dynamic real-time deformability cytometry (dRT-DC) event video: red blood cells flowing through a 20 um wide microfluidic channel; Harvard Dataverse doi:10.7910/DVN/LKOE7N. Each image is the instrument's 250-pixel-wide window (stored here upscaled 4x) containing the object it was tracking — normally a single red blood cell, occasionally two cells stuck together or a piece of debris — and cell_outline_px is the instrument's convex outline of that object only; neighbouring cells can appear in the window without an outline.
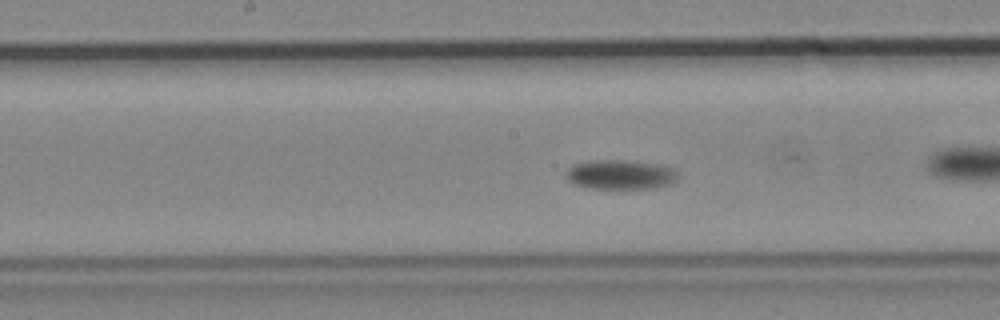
{"species": "common noctule bat (a hibernating species)", "species_latin": "Nyctalus noctula", "temperature_condition": "cold", "stored_images_in_passage": 67, "camera_frame_rate_fps": 3000, "um_per_image_px": 0.085, "animal": {"sex": "male", "body_mass_g": 19.2, "forearm_length_mm": 51.8}, "frame": {"image": 1, "passage_image": 32, "time_ms": 10.333, "image_size_px": [1000, 320], "cell_outline_px": [[676, 180], [668, 184], [656, 188], [592, 188], [572, 184], [564, 176], [564, 172], [572, 164], [588, 160], [628, 160], [656, 164], [672, 168], [676, 172]], "centroid_in_image_um": [52.64, 14.83], "position_along_channel_um": 195.6, "area_um2": 19.31}}
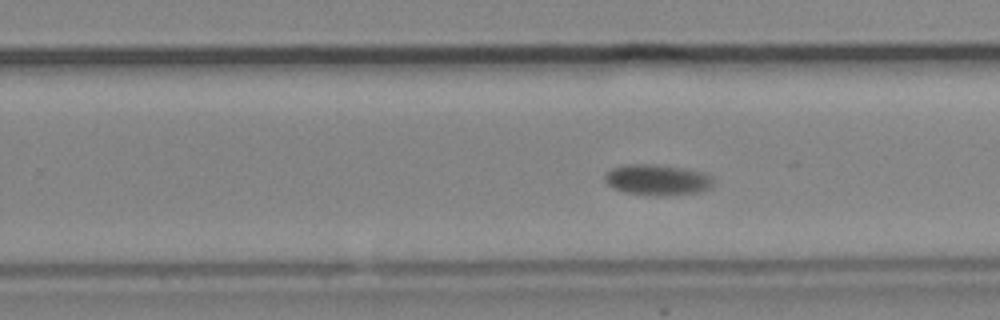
{"frame": {"image": 2, "passage_image": 40, "time_ms": 13.0, "image_size_px": [1000, 320], "cell_outline_px": [[712, 188], [700, 192], [664, 196], [652, 196], [624, 192], [612, 188], [604, 180], [604, 172], [612, 168], [624, 164], [656, 164], [684, 168], [704, 172], [712, 176]], "centroid_in_image_um": [55.85, 15.29], "position_along_channel_um": 273.9, "area_um2": 19.94}}
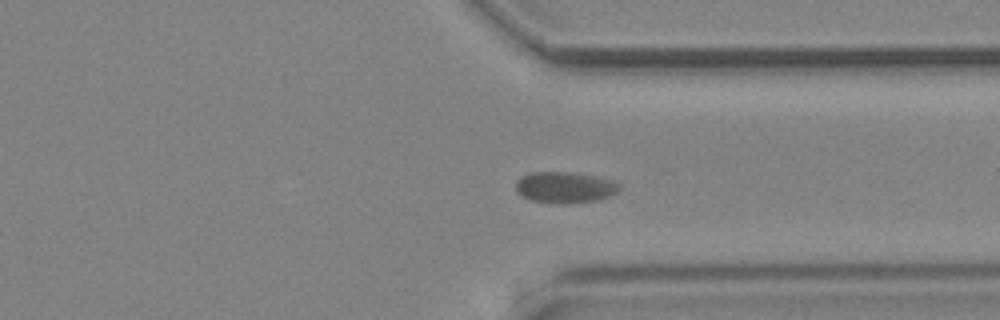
{"frame": {"image": 3, "passage_image": 49, "time_ms": 16.0, "image_size_px": [1000, 320], "cell_outline_px": [[620, 188], [616, 192], [608, 196], [596, 200], [564, 204], [532, 200], [520, 196], [516, 192], [516, 180], [520, 176], [532, 172], [572, 172], [596, 176], [612, 180], [620, 184]], "centroid_in_image_um": [47.98, 15.91], "position_along_channel_um": 363.4, "area_um2": 18.84}}